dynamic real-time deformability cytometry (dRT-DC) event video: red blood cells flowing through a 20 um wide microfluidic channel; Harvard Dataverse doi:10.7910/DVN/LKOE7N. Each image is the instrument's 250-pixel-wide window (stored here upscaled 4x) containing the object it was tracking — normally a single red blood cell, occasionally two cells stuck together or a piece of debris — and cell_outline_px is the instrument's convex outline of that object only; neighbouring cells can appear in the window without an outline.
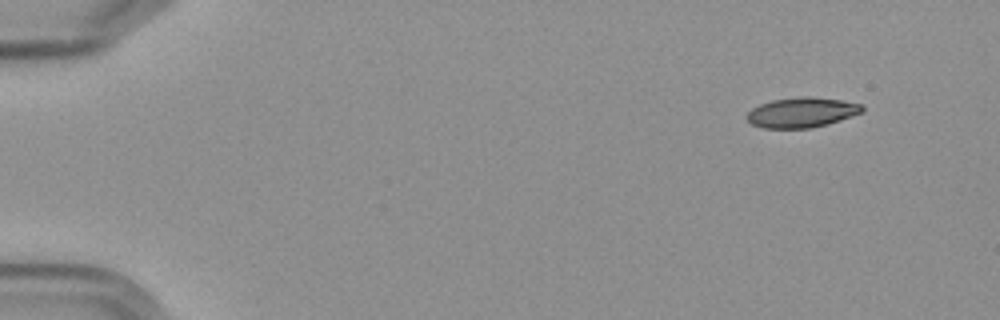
{"species": "Egyptian fruit bat (a non-hibernating species)", "species_latin": "Rousettus aegyptiacus", "temperature_condition": "cold", "stored_images_in_passage": 9, "camera_frame_rate_fps": 3000, "um_per_image_px": 0.085, "frame": {"image": 1, "passage_image": 1, "time_ms": 0.0, "image_size_px": [1000, 320], "cell_outline_px": [[864, 112], [828, 124], [812, 128], [764, 128], [752, 124], [744, 116], [752, 108], [760, 104], [772, 100], [800, 96], [812, 96], [840, 100], [860, 104], [864, 108]], "centroid_in_image_um": [68.14, 9.55], "position_along_channel_um": 16.9, "area_um2": 20.29}}
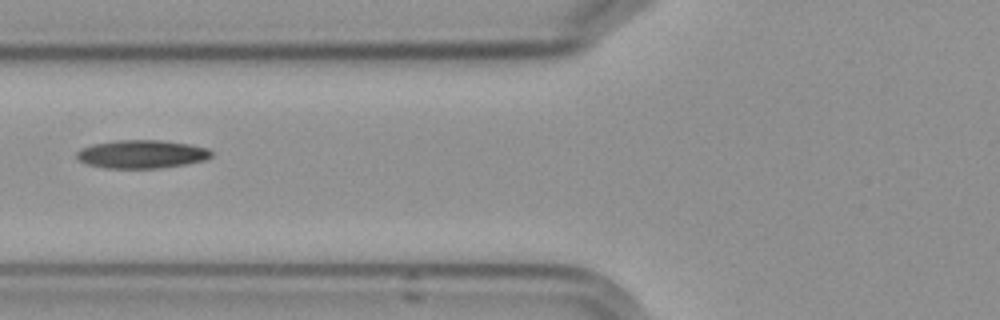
{"frame": {"image": 2, "passage_image": 6, "time_ms": 6.0, "image_size_px": [1000, 320], "cell_outline_px": [[212, 156], [204, 160], [184, 164], [156, 168], [104, 168], [88, 164], [80, 160], [76, 156], [76, 152], [80, 148], [92, 144], [116, 140], [160, 140], [188, 144], [208, 148], [212, 152]], "centroid_in_image_um": [12.02, 13.09], "position_along_channel_um": 113.8, "area_um2": 22.08}}
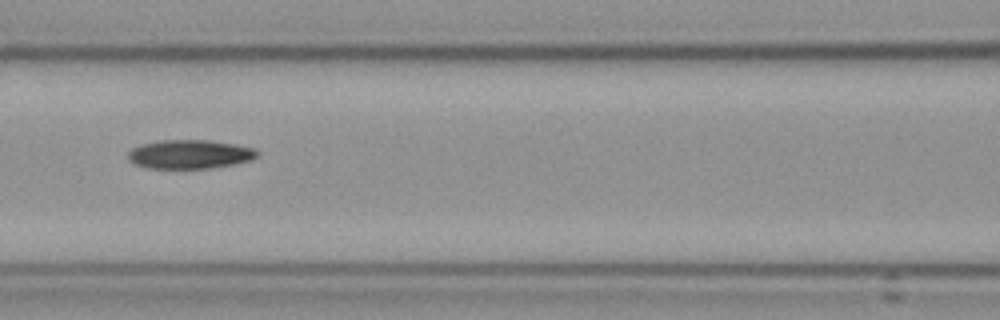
{"frame": {"image": 3, "passage_image": 7, "time_ms": 7.0, "image_size_px": [1000, 320], "cell_outline_px": [[260, 156], [252, 160], [232, 164], [208, 168], [148, 168], [136, 164], [128, 160], [128, 152], [132, 148], [140, 144], [160, 140], [208, 140], [236, 144], [256, 148], [260, 152]], "centroid_in_image_um": [16.17, 13.1], "position_along_channel_um": 150.4, "area_um2": 21.91}}